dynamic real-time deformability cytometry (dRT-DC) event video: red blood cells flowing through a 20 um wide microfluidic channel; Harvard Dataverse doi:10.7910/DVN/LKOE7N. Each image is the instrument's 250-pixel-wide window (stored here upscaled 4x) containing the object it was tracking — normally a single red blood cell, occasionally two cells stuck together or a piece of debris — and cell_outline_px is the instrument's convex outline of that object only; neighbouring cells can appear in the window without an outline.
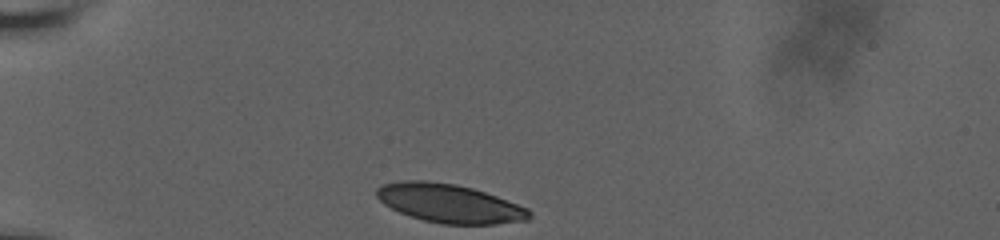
{"species": "human", "species_latin": "Homo sapiens", "temperature_condition": "room temperature", "stored_images_in_passage": 34, "camera_frame_rate_fps": 3000, "um_per_image_px": 0.085, "donor": {"sex": "male"}, "frame": {"image": 1, "passage_image": 1, "time_ms": 0.0, "image_size_px": [1000, 240], "cell_outline_px": [[532, 216], [528, 220], [496, 224], [444, 224], [424, 220], [400, 212], [384, 204], [376, 196], [376, 188], [380, 184], [404, 180], [428, 180], [456, 184], [472, 188], [496, 196], [528, 208], [532, 212]], "centroid_in_image_um": [38.2, 17.28], "position_along_channel_um": 46.8, "area_um2": 34.39}}
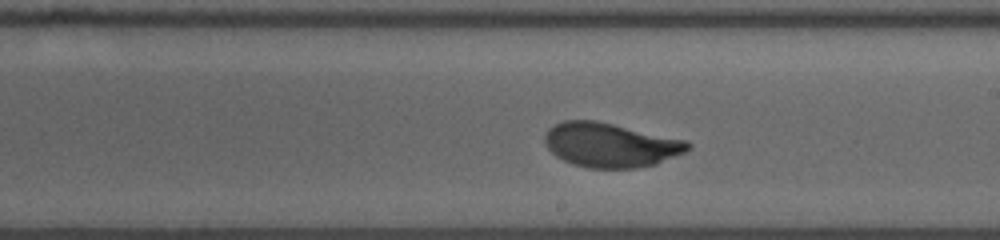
{"frame": {"image": 2, "passage_image": 20, "time_ms": 6.333, "image_size_px": [1000, 240], "cell_outline_px": [[692, 148], [684, 152], [656, 164], [636, 168], [588, 168], [572, 164], [556, 156], [544, 144], [544, 136], [548, 128], [564, 120], [596, 120], [688, 140], [692, 144]], "centroid_in_image_um": [51.9, 12.32], "position_along_channel_um": 237.1, "area_um2": 37.17}}
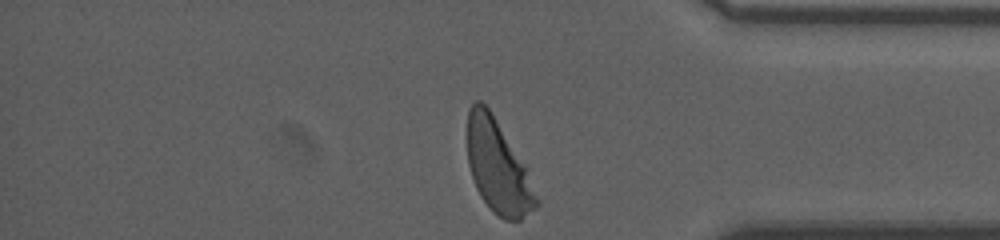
{"frame": {"image": 3, "passage_image": 34, "time_ms": 11.0, "image_size_px": [1000, 240], "cell_outline_px": [[540, 204], [536, 208], [520, 220], [504, 220], [492, 212], [480, 196], [476, 188], [468, 164], [468, 108], [476, 100], [480, 100], [488, 108], [528, 168], [540, 200]], "centroid_in_image_um": [42.36, 14.23], "position_along_channel_um": 392.8, "area_um2": 37.51}, "authors_computed_cell_mechanics": {"area_um2": 37.0209, "velocity_mm_per_s": 3.6161, "shape_relaxation_time_tau1_ms": 3.1386, "shape_relaxation_time_tau2_ms": null, "deformation_change_tau1": 0.1584, "deformation_change_tau2": null}}